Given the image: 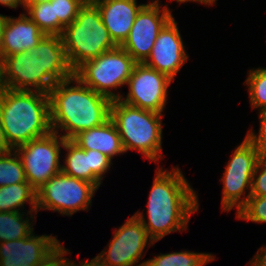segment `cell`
Masks as SVG:
<instances>
[{"label": "cell", "instance_id": "2e32d148", "mask_svg": "<svg viewBox=\"0 0 266 266\" xmlns=\"http://www.w3.org/2000/svg\"><path fill=\"white\" fill-rule=\"evenodd\" d=\"M99 9L102 21L113 42L120 46L128 37L137 13L145 4L136 0H91Z\"/></svg>", "mask_w": 266, "mask_h": 266}, {"label": "cell", "instance_id": "44dd1931", "mask_svg": "<svg viewBox=\"0 0 266 266\" xmlns=\"http://www.w3.org/2000/svg\"><path fill=\"white\" fill-rule=\"evenodd\" d=\"M25 10L45 35H62L65 27L55 17L54 4L50 1L25 6Z\"/></svg>", "mask_w": 266, "mask_h": 266}, {"label": "cell", "instance_id": "d4e9b609", "mask_svg": "<svg viewBox=\"0 0 266 266\" xmlns=\"http://www.w3.org/2000/svg\"><path fill=\"white\" fill-rule=\"evenodd\" d=\"M245 84L249 86L252 108H266V68L250 70Z\"/></svg>", "mask_w": 266, "mask_h": 266}, {"label": "cell", "instance_id": "277c9868", "mask_svg": "<svg viewBox=\"0 0 266 266\" xmlns=\"http://www.w3.org/2000/svg\"><path fill=\"white\" fill-rule=\"evenodd\" d=\"M0 117L8 144L15 150L51 129L49 94L4 88L0 93Z\"/></svg>", "mask_w": 266, "mask_h": 266}, {"label": "cell", "instance_id": "83f0119b", "mask_svg": "<svg viewBox=\"0 0 266 266\" xmlns=\"http://www.w3.org/2000/svg\"><path fill=\"white\" fill-rule=\"evenodd\" d=\"M91 183L97 188L101 184L103 175L109 170L111 159L97 150H90Z\"/></svg>", "mask_w": 266, "mask_h": 266}, {"label": "cell", "instance_id": "7402d4cb", "mask_svg": "<svg viewBox=\"0 0 266 266\" xmlns=\"http://www.w3.org/2000/svg\"><path fill=\"white\" fill-rule=\"evenodd\" d=\"M24 212H0V242L18 240L29 236L33 232V225Z\"/></svg>", "mask_w": 266, "mask_h": 266}, {"label": "cell", "instance_id": "ba28073f", "mask_svg": "<svg viewBox=\"0 0 266 266\" xmlns=\"http://www.w3.org/2000/svg\"><path fill=\"white\" fill-rule=\"evenodd\" d=\"M97 189L93 183L60 172L36 191L37 211L53 210L71 216L88 209Z\"/></svg>", "mask_w": 266, "mask_h": 266}, {"label": "cell", "instance_id": "8fae6325", "mask_svg": "<svg viewBox=\"0 0 266 266\" xmlns=\"http://www.w3.org/2000/svg\"><path fill=\"white\" fill-rule=\"evenodd\" d=\"M171 82L172 79L167 75L144 63H136L126 83L129 86L128 95L120 100L128 105L162 114Z\"/></svg>", "mask_w": 266, "mask_h": 266}, {"label": "cell", "instance_id": "4fadbf2b", "mask_svg": "<svg viewBox=\"0 0 266 266\" xmlns=\"http://www.w3.org/2000/svg\"><path fill=\"white\" fill-rule=\"evenodd\" d=\"M63 245L54 236H35L0 242V266H49Z\"/></svg>", "mask_w": 266, "mask_h": 266}, {"label": "cell", "instance_id": "4316f807", "mask_svg": "<svg viewBox=\"0 0 266 266\" xmlns=\"http://www.w3.org/2000/svg\"><path fill=\"white\" fill-rule=\"evenodd\" d=\"M87 0H50L54 4L55 17L64 26H68L78 15L79 9Z\"/></svg>", "mask_w": 266, "mask_h": 266}, {"label": "cell", "instance_id": "52a82bcc", "mask_svg": "<svg viewBox=\"0 0 266 266\" xmlns=\"http://www.w3.org/2000/svg\"><path fill=\"white\" fill-rule=\"evenodd\" d=\"M136 63L121 46H116L97 58L85 61L74 71V75L84 85L114 101L122 95L119 96L111 89L127 83Z\"/></svg>", "mask_w": 266, "mask_h": 266}, {"label": "cell", "instance_id": "1f68e13d", "mask_svg": "<svg viewBox=\"0 0 266 266\" xmlns=\"http://www.w3.org/2000/svg\"><path fill=\"white\" fill-rule=\"evenodd\" d=\"M249 264L251 266H266V247L260 248Z\"/></svg>", "mask_w": 266, "mask_h": 266}, {"label": "cell", "instance_id": "ac0fdd59", "mask_svg": "<svg viewBox=\"0 0 266 266\" xmlns=\"http://www.w3.org/2000/svg\"><path fill=\"white\" fill-rule=\"evenodd\" d=\"M72 141L84 150L100 151L110 159L125 153L119 132L111 119L103 125L80 132Z\"/></svg>", "mask_w": 266, "mask_h": 266}, {"label": "cell", "instance_id": "8d00e7d4", "mask_svg": "<svg viewBox=\"0 0 266 266\" xmlns=\"http://www.w3.org/2000/svg\"><path fill=\"white\" fill-rule=\"evenodd\" d=\"M175 1L180 2V3H184L188 1H195V2L206 4V5H211L216 2V0H175Z\"/></svg>", "mask_w": 266, "mask_h": 266}, {"label": "cell", "instance_id": "836d02e7", "mask_svg": "<svg viewBox=\"0 0 266 266\" xmlns=\"http://www.w3.org/2000/svg\"><path fill=\"white\" fill-rule=\"evenodd\" d=\"M0 4L14 9L19 5H23L25 9V0H0Z\"/></svg>", "mask_w": 266, "mask_h": 266}, {"label": "cell", "instance_id": "d590c367", "mask_svg": "<svg viewBox=\"0 0 266 266\" xmlns=\"http://www.w3.org/2000/svg\"><path fill=\"white\" fill-rule=\"evenodd\" d=\"M6 22V16H3L0 14V49H1V43H2V38H3V29L5 26Z\"/></svg>", "mask_w": 266, "mask_h": 266}, {"label": "cell", "instance_id": "7c38bea8", "mask_svg": "<svg viewBox=\"0 0 266 266\" xmlns=\"http://www.w3.org/2000/svg\"><path fill=\"white\" fill-rule=\"evenodd\" d=\"M168 6L160 10L159 0L145 4L137 13L128 37L120 45L137 63L151 53L160 30L172 18Z\"/></svg>", "mask_w": 266, "mask_h": 266}, {"label": "cell", "instance_id": "f35d334b", "mask_svg": "<svg viewBox=\"0 0 266 266\" xmlns=\"http://www.w3.org/2000/svg\"><path fill=\"white\" fill-rule=\"evenodd\" d=\"M4 90V85L2 81V73H1V62H0V93Z\"/></svg>", "mask_w": 266, "mask_h": 266}, {"label": "cell", "instance_id": "cb8c5ba5", "mask_svg": "<svg viewBox=\"0 0 266 266\" xmlns=\"http://www.w3.org/2000/svg\"><path fill=\"white\" fill-rule=\"evenodd\" d=\"M21 182L27 180L20 155L15 150L0 153V187Z\"/></svg>", "mask_w": 266, "mask_h": 266}, {"label": "cell", "instance_id": "9c48e42d", "mask_svg": "<svg viewBox=\"0 0 266 266\" xmlns=\"http://www.w3.org/2000/svg\"><path fill=\"white\" fill-rule=\"evenodd\" d=\"M262 153L247 136L241 145L233 151V156L228 161L221 179L224 183L223 211H230L236 207L238 212L246 204L251 192L252 177ZM248 188V195L241 199L242 195H245V189Z\"/></svg>", "mask_w": 266, "mask_h": 266}, {"label": "cell", "instance_id": "5b68a950", "mask_svg": "<svg viewBox=\"0 0 266 266\" xmlns=\"http://www.w3.org/2000/svg\"><path fill=\"white\" fill-rule=\"evenodd\" d=\"M162 114L114 100L110 119L116 125L124 151L137 150L147 159H162ZM161 152V153H160Z\"/></svg>", "mask_w": 266, "mask_h": 266}, {"label": "cell", "instance_id": "8992f818", "mask_svg": "<svg viewBox=\"0 0 266 266\" xmlns=\"http://www.w3.org/2000/svg\"><path fill=\"white\" fill-rule=\"evenodd\" d=\"M61 37L69 65L74 71L85 61L117 46L109 36L99 9L91 0L79 9L76 19L64 28Z\"/></svg>", "mask_w": 266, "mask_h": 266}, {"label": "cell", "instance_id": "5bb4252c", "mask_svg": "<svg viewBox=\"0 0 266 266\" xmlns=\"http://www.w3.org/2000/svg\"><path fill=\"white\" fill-rule=\"evenodd\" d=\"M153 245L146 228L135 215L128 218L118 230H115L110 241L109 250L104 249L98 257L108 266H135L141 259L147 243ZM142 262L136 266H145Z\"/></svg>", "mask_w": 266, "mask_h": 266}, {"label": "cell", "instance_id": "30bf717a", "mask_svg": "<svg viewBox=\"0 0 266 266\" xmlns=\"http://www.w3.org/2000/svg\"><path fill=\"white\" fill-rule=\"evenodd\" d=\"M58 134L51 131L15 149L21 155L26 180L36 191L61 172L59 154L66 139Z\"/></svg>", "mask_w": 266, "mask_h": 266}, {"label": "cell", "instance_id": "74e56055", "mask_svg": "<svg viewBox=\"0 0 266 266\" xmlns=\"http://www.w3.org/2000/svg\"><path fill=\"white\" fill-rule=\"evenodd\" d=\"M50 0H25V6H30L32 4L42 3Z\"/></svg>", "mask_w": 266, "mask_h": 266}, {"label": "cell", "instance_id": "603a6c76", "mask_svg": "<svg viewBox=\"0 0 266 266\" xmlns=\"http://www.w3.org/2000/svg\"><path fill=\"white\" fill-rule=\"evenodd\" d=\"M215 258L208 253L189 251L160 254L145 261V266H204Z\"/></svg>", "mask_w": 266, "mask_h": 266}, {"label": "cell", "instance_id": "e575fe53", "mask_svg": "<svg viewBox=\"0 0 266 266\" xmlns=\"http://www.w3.org/2000/svg\"><path fill=\"white\" fill-rule=\"evenodd\" d=\"M78 266H108L98 256L93 258L91 261H82Z\"/></svg>", "mask_w": 266, "mask_h": 266}, {"label": "cell", "instance_id": "6da1fadb", "mask_svg": "<svg viewBox=\"0 0 266 266\" xmlns=\"http://www.w3.org/2000/svg\"><path fill=\"white\" fill-rule=\"evenodd\" d=\"M0 62L7 89L49 93L57 82L74 75L60 35H44L32 50L6 56Z\"/></svg>", "mask_w": 266, "mask_h": 266}, {"label": "cell", "instance_id": "484cf974", "mask_svg": "<svg viewBox=\"0 0 266 266\" xmlns=\"http://www.w3.org/2000/svg\"><path fill=\"white\" fill-rule=\"evenodd\" d=\"M237 219L266 223V196H249L246 204L237 212Z\"/></svg>", "mask_w": 266, "mask_h": 266}, {"label": "cell", "instance_id": "f1b7e54d", "mask_svg": "<svg viewBox=\"0 0 266 266\" xmlns=\"http://www.w3.org/2000/svg\"><path fill=\"white\" fill-rule=\"evenodd\" d=\"M250 196H266V153H262L254 171Z\"/></svg>", "mask_w": 266, "mask_h": 266}, {"label": "cell", "instance_id": "3957f363", "mask_svg": "<svg viewBox=\"0 0 266 266\" xmlns=\"http://www.w3.org/2000/svg\"><path fill=\"white\" fill-rule=\"evenodd\" d=\"M77 86H69L71 83ZM50 124L53 132L72 140L77 134L103 125L110 119L111 100L84 85L75 75L57 82L51 89Z\"/></svg>", "mask_w": 266, "mask_h": 266}, {"label": "cell", "instance_id": "4dcf8cb0", "mask_svg": "<svg viewBox=\"0 0 266 266\" xmlns=\"http://www.w3.org/2000/svg\"><path fill=\"white\" fill-rule=\"evenodd\" d=\"M65 249L66 248L63 246L60 255L49 266H77L74 262L64 258V255H66L69 251Z\"/></svg>", "mask_w": 266, "mask_h": 266}, {"label": "cell", "instance_id": "7a4b0ae2", "mask_svg": "<svg viewBox=\"0 0 266 266\" xmlns=\"http://www.w3.org/2000/svg\"><path fill=\"white\" fill-rule=\"evenodd\" d=\"M198 196L179 168L172 172L157 169L147 203L148 223L143 213L134 215L141 220L155 243L165 235L187 229L190 215L198 211Z\"/></svg>", "mask_w": 266, "mask_h": 266}, {"label": "cell", "instance_id": "9a60e30c", "mask_svg": "<svg viewBox=\"0 0 266 266\" xmlns=\"http://www.w3.org/2000/svg\"><path fill=\"white\" fill-rule=\"evenodd\" d=\"M187 60L177 22L172 17L160 30L150 55L143 63L173 80Z\"/></svg>", "mask_w": 266, "mask_h": 266}, {"label": "cell", "instance_id": "d6a6232c", "mask_svg": "<svg viewBox=\"0 0 266 266\" xmlns=\"http://www.w3.org/2000/svg\"><path fill=\"white\" fill-rule=\"evenodd\" d=\"M13 149L8 144V140L2 126L1 117H0V153H7L12 151Z\"/></svg>", "mask_w": 266, "mask_h": 266}, {"label": "cell", "instance_id": "d6986e66", "mask_svg": "<svg viewBox=\"0 0 266 266\" xmlns=\"http://www.w3.org/2000/svg\"><path fill=\"white\" fill-rule=\"evenodd\" d=\"M28 201L32 207L28 214L30 215L31 211L36 213V190L28 182L0 187V212H19L18 208Z\"/></svg>", "mask_w": 266, "mask_h": 266}, {"label": "cell", "instance_id": "f546056e", "mask_svg": "<svg viewBox=\"0 0 266 266\" xmlns=\"http://www.w3.org/2000/svg\"><path fill=\"white\" fill-rule=\"evenodd\" d=\"M259 117L260 129L258 135H255L253 131H248L247 137L255 143L263 153H266V108L260 110Z\"/></svg>", "mask_w": 266, "mask_h": 266}, {"label": "cell", "instance_id": "ffe728a7", "mask_svg": "<svg viewBox=\"0 0 266 266\" xmlns=\"http://www.w3.org/2000/svg\"><path fill=\"white\" fill-rule=\"evenodd\" d=\"M63 148L67 151V157L65 165L61 166V172L91 183L90 150H84L68 139L64 141Z\"/></svg>", "mask_w": 266, "mask_h": 266}, {"label": "cell", "instance_id": "e0dca14e", "mask_svg": "<svg viewBox=\"0 0 266 266\" xmlns=\"http://www.w3.org/2000/svg\"><path fill=\"white\" fill-rule=\"evenodd\" d=\"M44 35V32L26 14L21 13L18 18L6 16L0 60L6 56L32 50Z\"/></svg>", "mask_w": 266, "mask_h": 266}]
</instances>
